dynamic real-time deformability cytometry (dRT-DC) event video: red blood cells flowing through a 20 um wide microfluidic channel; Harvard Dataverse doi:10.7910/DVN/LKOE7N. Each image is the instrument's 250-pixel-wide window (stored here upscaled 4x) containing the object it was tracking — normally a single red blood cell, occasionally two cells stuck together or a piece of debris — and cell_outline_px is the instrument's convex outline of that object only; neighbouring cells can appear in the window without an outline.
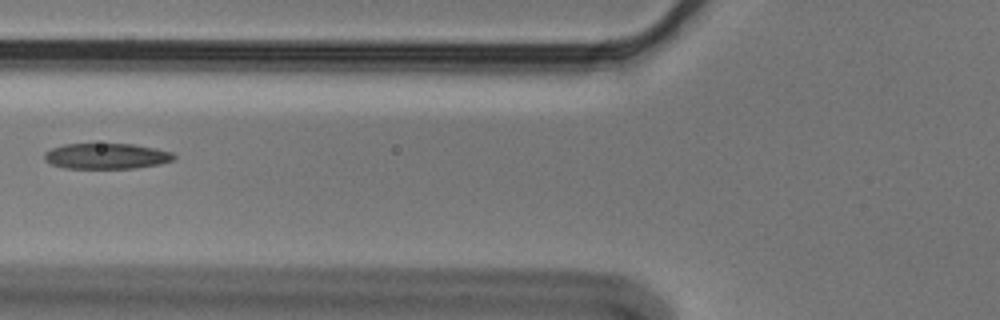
{"species": "Egyptian fruit bat (a non-hibernating species)", "species_latin": "Rousettus aegyptiacus", "temperature_condition": "cold", "stored_images_in_passage": 4, "camera_frame_rate_fps": 3000, "um_per_image_px": 0.085, "animal": {"sex": "male"}, "frame": {"image": 1, "passage_image": 2, "time_ms": 0.333, "image_size_px": [1000, 320], "cell_outline_px": [[176, 156], [172, 160], [160, 164], [136, 168], [64, 168], [52, 164], [44, 160], [44, 152], [52, 148], [64, 144], [132, 144], [156, 148], [172, 152]], "centroid_in_image_um": [9.04, 13.27], "position_along_channel_um": 116.8, "area_um2": 19.36}}
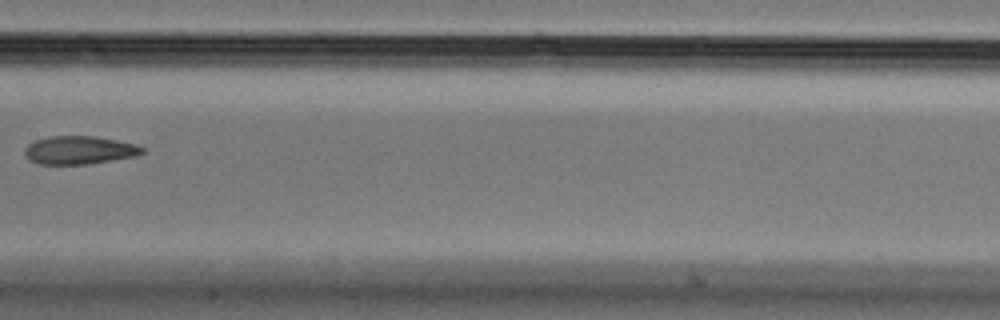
{"frame": {"image": 2, "passage_image": 4, "time_ms": 1.0, "image_size_px": [1000, 320], "cell_outline_px": [[144, 152], [136, 156], [88, 164], [40, 164], [32, 160], [24, 152], [24, 148], [28, 144], [36, 140], [48, 136], [96, 136], [136, 144], [144, 148]], "centroid_in_image_um": [6.76, 12.75], "position_along_channel_um": 200.6, "area_um2": 19.19}}